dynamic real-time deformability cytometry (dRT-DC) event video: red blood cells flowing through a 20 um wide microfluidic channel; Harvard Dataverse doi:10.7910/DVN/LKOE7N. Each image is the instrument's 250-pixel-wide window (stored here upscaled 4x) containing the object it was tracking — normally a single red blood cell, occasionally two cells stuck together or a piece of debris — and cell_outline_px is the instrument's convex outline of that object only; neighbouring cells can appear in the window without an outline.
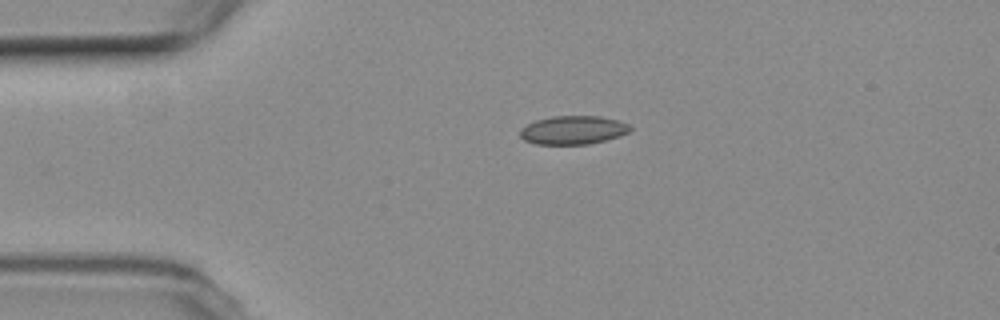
{"species": "common noctule bat (a hibernating species)", "species_latin": "Nyctalus noctula", "temperature_condition": "room temperature", "stored_images_in_passage": 2, "camera_frame_rate_fps": 3000, "um_per_image_px": 0.085, "animal": {"sex": "female", "body_mass_g": 19.3, "forearm_length_mm": 54.1}, "frame": {"image": 1, "passage_image": 2, "time_ms": 1.667, "image_size_px": [1000, 320], "cell_outline_px": [[632, 128], [628, 132], [620, 136], [588, 144], [536, 144], [524, 140], [520, 136], [520, 128], [536, 120], [552, 116], [600, 116], [616, 120], [628, 124]], "centroid_in_image_um": [48.69, 11.05], "position_along_channel_um": 36.3, "area_um2": 18.21}}